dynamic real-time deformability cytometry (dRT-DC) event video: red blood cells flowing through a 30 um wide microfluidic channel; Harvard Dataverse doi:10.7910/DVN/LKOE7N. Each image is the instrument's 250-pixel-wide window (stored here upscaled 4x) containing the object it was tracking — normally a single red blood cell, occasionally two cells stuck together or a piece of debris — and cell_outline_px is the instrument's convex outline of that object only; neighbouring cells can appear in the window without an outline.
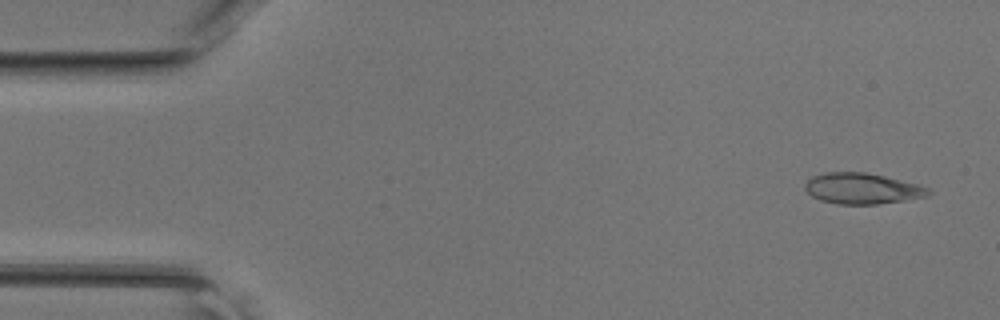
{"species": "common noctule bat (a hibernating species)", "species_latin": "Nyctalus noctula", "temperature_condition": "room temperature", "stored_images_in_passage": 45, "camera_frame_rate_fps": 3000, "um_per_image_px": 0.085, "animal": {"sex": "female", "body_mass_g": 17.0, "forearm_length_mm": 48.0}, "frame": {"image": 1, "passage_image": 2, "time_ms": 0.333, "image_size_px": [1000, 320], "cell_outline_px": [[932, 192], [924, 196], [904, 200], [876, 204], [836, 204], [820, 200], [812, 196], [804, 188], [804, 184], [812, 176], [824, 172], [864, 172], [884, 176], [916, 184], [928, 188]], "centroid_in_image_um": [73.22, 16.02], "position_along_channel_um": 11.8, "area_um2": 21.96}}
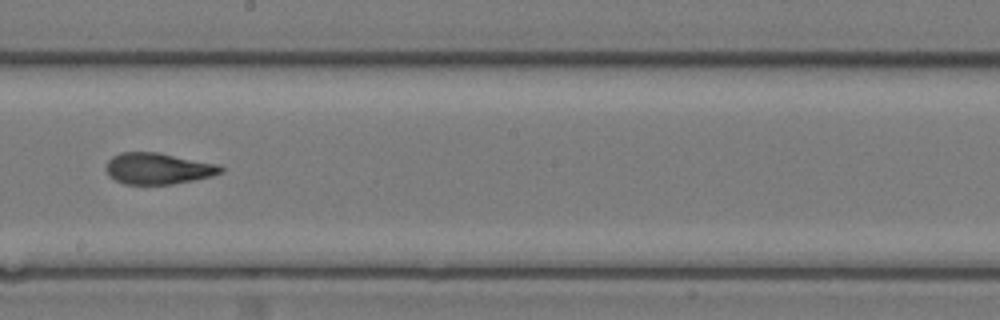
{"frame": {"image": 2, "passage_image": 25, "time_ms": 8.0, "image_size_px": [1000, 320], "cell_outline_px": [[224, 172], [212, 176], [172, 184], [124, 184], [108, 176], [104, 168], [108, 160], [112, 156], [120, 152], [160, 152], [220, 164], [224, 168]], "centroid_in_image_um": [13.44, 14.31], "position_along_channel_um": 234.8, "area_um2": 21.27}}
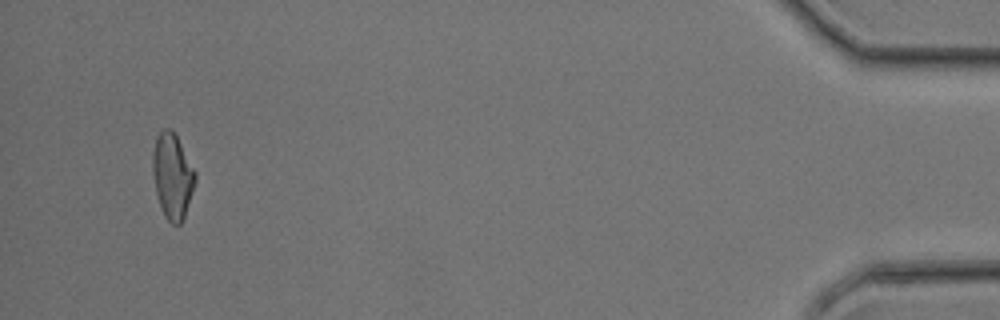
{"frame": {"image": 3, "passage_image": 43, "time_ms": 14.0, "image_size_px": [1000, 320], "cell_outline_px": [[196, 180], [184, 216], [180, 224], [172, 224], [164, 216], [156, 192], [152, 172], [152, 152], [156, 136], [164, 128], [172, 128], [196, 172]], "centroid_in_image_um": [14.64, 14.92], "position_along_channel_um": 420.6, "area_um2": 21.04}}